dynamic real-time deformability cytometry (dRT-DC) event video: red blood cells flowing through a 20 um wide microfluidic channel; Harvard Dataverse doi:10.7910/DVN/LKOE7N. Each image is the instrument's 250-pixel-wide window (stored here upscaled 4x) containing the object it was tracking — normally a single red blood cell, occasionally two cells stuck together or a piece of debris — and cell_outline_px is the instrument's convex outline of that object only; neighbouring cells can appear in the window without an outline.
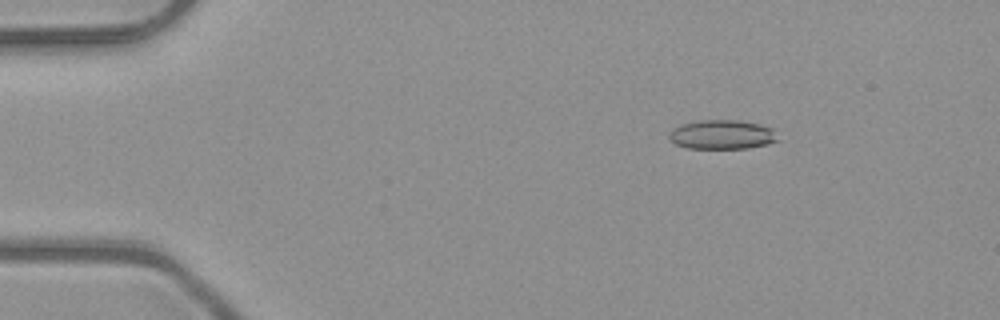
{"species": "common noctule bat (a hibernating species)", "species_latin": "Nyctalus noctula", "temperature_condition": "room temperature", "stored_images_in_passage": 6, "segment_of_instrument_passage": [1, 2], "camera_frame_rate_fps": 3000, "um_per_image_px": 0.085, "animal": {"sex": "male", "body_mass_g": 23.1, "forearm_length_mm": 52.7}, "frame": {"image": 1, "passage_image": 3, "time_ms": 0.667, "image_size_px": [1000, 320], "cell_outline_px": [[780, 140], [768, 144], [748, 148], [688, 148], [676, 144], [668, 136], [668, 132], [680, 124], [700, 120], [740, 120], [760, 124], [772, 128]], "centroid_in_image_um": [61.39, 11.43], "position_along_channel_um": 23.6, "area_um2": 18.61}}